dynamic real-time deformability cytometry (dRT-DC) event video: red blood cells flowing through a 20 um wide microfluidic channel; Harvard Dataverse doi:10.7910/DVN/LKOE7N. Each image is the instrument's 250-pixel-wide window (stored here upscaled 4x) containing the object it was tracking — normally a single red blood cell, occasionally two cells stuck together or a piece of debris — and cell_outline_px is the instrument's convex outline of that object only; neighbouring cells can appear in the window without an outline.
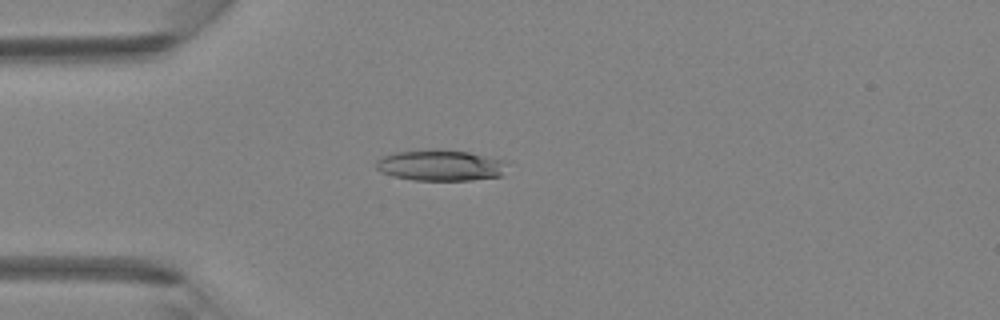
{"species": "Egyptian fruit bat (a non-hibernating species)", "species_latin": "Rousettus aegyptiacus", "temperature_condition": "room temperature", "stored_images_in_passage": 3, "camera_frame_rate_fps": 3000, "um_per_image_px": 0.085, "animal": {"sex": "female"}, "frame": {"image": 1, "passage_image": 2, "time_ms": 0.333, "image_size_px": [1000, 320], "cell_outline_px": [[512, 160], [504, 176], [472, 180], [412, 180], [392, 176], [380, 172], [376, 168], [376, 160], [384, 156], [396, 152], [436, 148], [468, 152]], "centroid_in_image_um": [37.56, 14.05], "position_along_channel_um": 47.4, "area_um2": 24.51}}
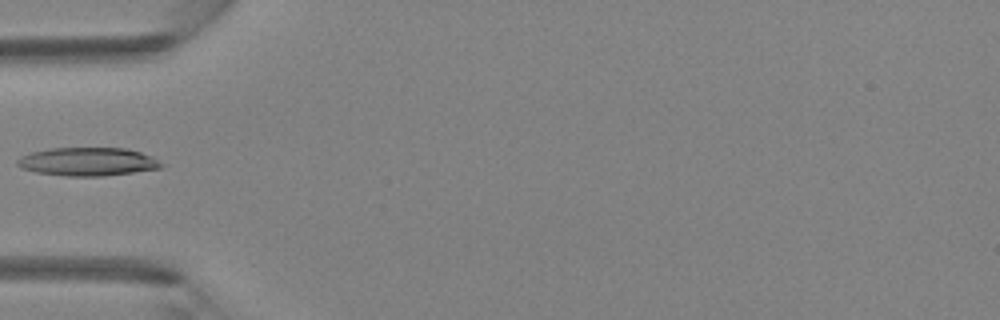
{"frame": {"image": 2, "passage_image": 3, "time_ms": 0.667, "image_size_px": [1000, 320], "cell_outline_px": [[164, 164], [160, 168], [104, 176], [64, 176], [36, 172], [20, 168], [16, 164], [16, 160], [20, 156], [32, 152], [48, 148], [124, 148], [140, 152], [152, 156]], "centroid_in_image_um": [7.41, 13.74], "position_along_channel_um": 77.6, "area_um2": 23.81}}